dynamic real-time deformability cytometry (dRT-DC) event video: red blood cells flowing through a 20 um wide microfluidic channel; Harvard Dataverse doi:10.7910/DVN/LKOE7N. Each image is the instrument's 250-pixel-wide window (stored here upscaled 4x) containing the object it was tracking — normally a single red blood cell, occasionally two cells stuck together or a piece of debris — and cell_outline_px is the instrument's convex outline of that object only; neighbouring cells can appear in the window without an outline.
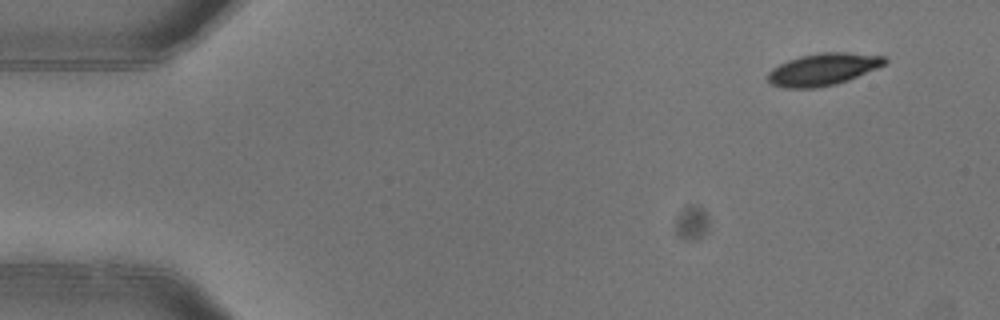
{"species": "common noctule bat (a hibernating species)", "species_latin": "Nyctalus noctula", "temperature_condition": "warm", "stored_images_in_passage": 3, "camera_frame_rate_fps": 3000, "um_per_image_px": 0.085, "animal": {"sex": "female"}, "frame": {"image": 1, "passage_image": 1, "time_ms": 0.0, "image_size_px": [1000, 320], "cell_outline_px": [[888, 60], [884, 64], [876, 68], [848, 80], [836, 84], [816, 88], [784, 88], [772, 84], [768, 80], [768, 72], [772, 68], [788, 60], [800, 56], [820, 52], [848, 52], [884, 56]], "centroid_in_image_um": [69.95, 5.89], "position_along_channel_um": 15.1, "area_um2": 21.79}}